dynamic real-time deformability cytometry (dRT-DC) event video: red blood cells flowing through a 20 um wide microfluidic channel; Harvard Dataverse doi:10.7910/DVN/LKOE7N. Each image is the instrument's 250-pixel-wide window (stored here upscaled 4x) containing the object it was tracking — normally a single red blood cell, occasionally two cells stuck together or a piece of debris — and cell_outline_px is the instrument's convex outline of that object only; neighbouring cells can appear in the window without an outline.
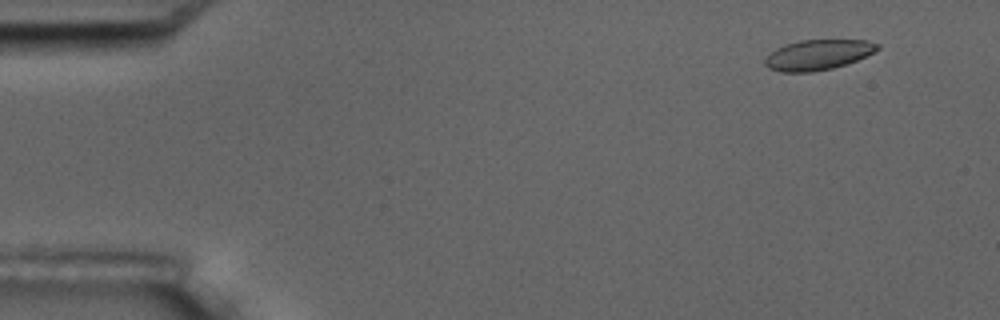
{"species": "common noctule bat (a hibernating species)", "species_latin": "Nyctalus noctula", "temperature_condition": "room temperature", "stored_images_in_passage": 5, "camera_frame_rate_fps": 3000, "um_per_image_px": 0.085, "animal": {"sex": "male", "body_mass_g": 17.5, "forearm_length_mm": 52.3}, "frame": {"image": 1, "passage_image": 1, "time_ms": 0.0, "image_size_px": [1000, 320], "cell_outline_px": [[880, 48], [856, 60], [832, 68], [812, 72], [780, 72], [768, 68], [764, 64], [764, 60], [776, 48], [784, 44], [800, 40], [868, 40], [880, 44]], "centroid_in_image_um": [69.5, 4.65], "position_along_channel_um": 15.5, "area_um2": 19.71}}
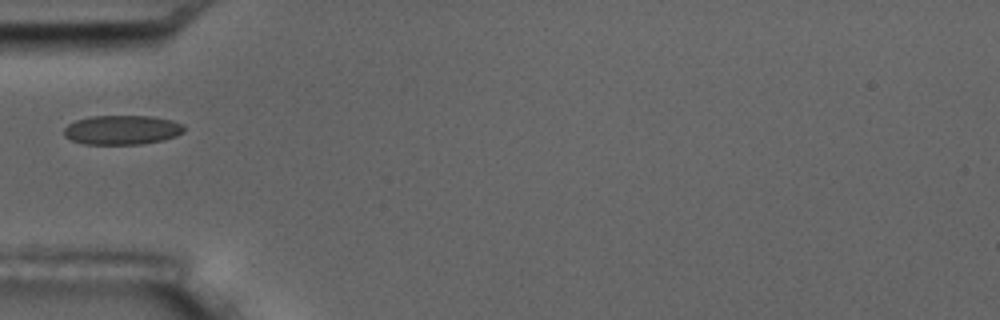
{"frame": {"image": 2, "passage_image": 5, "time_ms": 4.667, "image_size_px": [1000, 320], "cell_outline_px": [[184, 132], [176, 136], [164, 140], [140, 144], [84, 144], [72, 140], [64, 136], [64, 128], [68, 124], [76, 120], [88, 116], [152, 116], [172, 120], [184, 124]], "centroid_in_image_um": [10.38, 11.04], "position_along_channel_um": 74.6, "area_um2": 20.69}}